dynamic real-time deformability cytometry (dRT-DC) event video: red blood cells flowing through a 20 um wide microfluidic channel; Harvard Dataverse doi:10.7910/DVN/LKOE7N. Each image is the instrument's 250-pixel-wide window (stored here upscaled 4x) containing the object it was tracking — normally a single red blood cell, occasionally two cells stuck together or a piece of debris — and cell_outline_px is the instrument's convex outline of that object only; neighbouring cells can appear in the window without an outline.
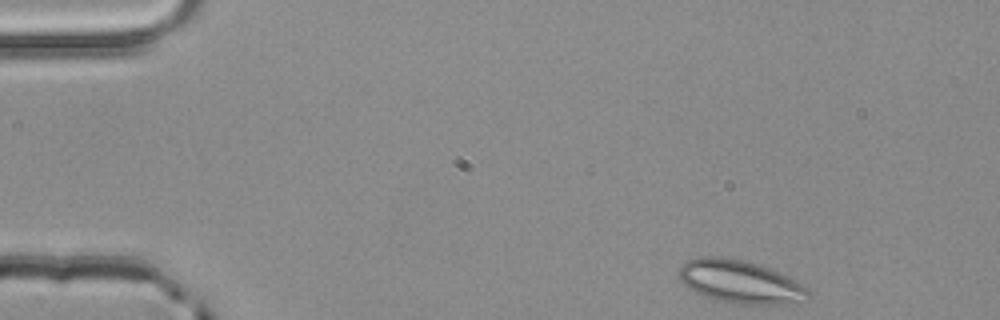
{"species": "common noctule bat (a hibernating species)", "species_latin": "Nyctalus noctula", "temperature_condition": "room temperature", "stored_images_in_passage": 3, "camera_frame_rate_fps": 3000, "um_per_image_px": 0.085, "animal": {"sex": "male", "body_mass_g": 20.4}, "frame": {"image": 1, "passage_image": 1, "time_ms": 0.0, "image_size_px": [1000, 320], "cell_outline_px": [[812, 296], [808, 300], [788, 304], [740, 304], [712, 300], [688, 288], [680, 280], [680, 264], [688, 260], [700, 256], [716, 256], [740, 260], [756, 264], [768, 268], [788, 276], [808, 288], [812, 292]], "centroid_in_image_um": [62.94, 23.97], "position_along_channel_um": 22.1, "area_um2": 32.54}}